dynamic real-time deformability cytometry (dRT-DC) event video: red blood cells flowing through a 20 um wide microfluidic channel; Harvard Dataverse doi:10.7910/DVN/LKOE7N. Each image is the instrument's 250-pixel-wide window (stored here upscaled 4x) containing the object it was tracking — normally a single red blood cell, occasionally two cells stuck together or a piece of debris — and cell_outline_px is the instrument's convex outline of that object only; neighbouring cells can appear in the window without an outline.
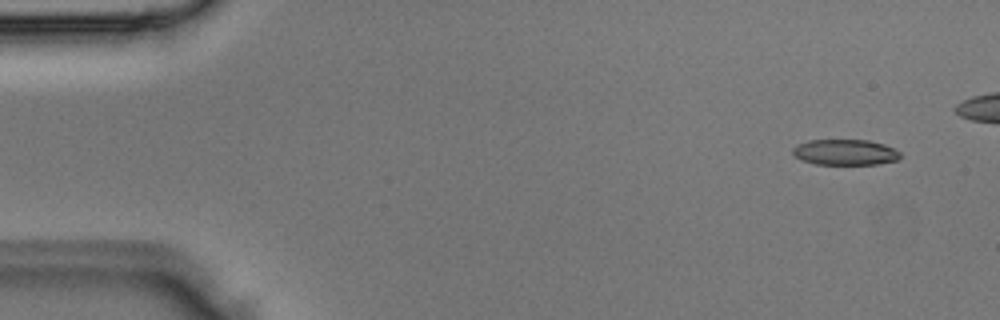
{"species": "Egyptian fruit bat (a non-hibernating species)", "species_latin": "Rousettus aegyptiacus", "temperature_condition": "room temperature", "stored_images_in_passage": 4, "camera_frame_rate_fps": 3000, "um_per_image_px": 0.085, "animal": {"sex": "male"}, "frame": {"image": 1, "passage_image": 1, "time_ms": 0.0, "image_size_px": [1000, 320], "cell_outline_px": [[900, 156], [896, 160], [876, 164], [816, 164], [800, 160], [792, 152], [792, 148], [796, 144], [808, 140], [868, 140], [884, 144], [900, 152]], "centroid_in_image_um": [71.79, 12.93], "position_along_channel_um": 13.2, "area_um2": 16.07}}